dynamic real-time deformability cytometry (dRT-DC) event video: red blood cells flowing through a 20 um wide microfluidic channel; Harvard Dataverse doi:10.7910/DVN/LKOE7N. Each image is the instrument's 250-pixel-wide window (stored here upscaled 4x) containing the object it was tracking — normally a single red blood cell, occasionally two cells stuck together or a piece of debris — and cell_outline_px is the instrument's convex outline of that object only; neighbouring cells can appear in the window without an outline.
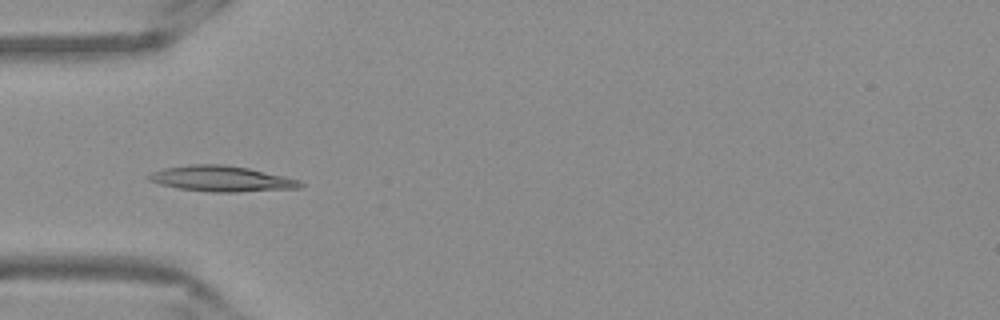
{"species": "Egyptian fruit bat (a non-hibernating species)", "species_latin": "Rousettus aegyptiacus", "temperature_condition": "warm", "stored_images_in_passage": 52, "camera_frame_rate_fps": 3000, "um_per_image_px": 0.085, "frame": {"image": 1, "passage_image": 16, "time_ms": 5.0, "image_size_px": [1000, 320], "cell_outline_px": [[304, 184], [300, 188], [236, 192], [212, 192], [176, 188], [160, 184], [148, 180], [144, 176], [152, 172], [164, 168], [188, 164], [224, 164], [248, 168], [284, 176], [300, 180]], "centroid_in_image_um": [18.79, 15.19], "position_along_channel_um": 66.2, "area_um2": 22.77}}
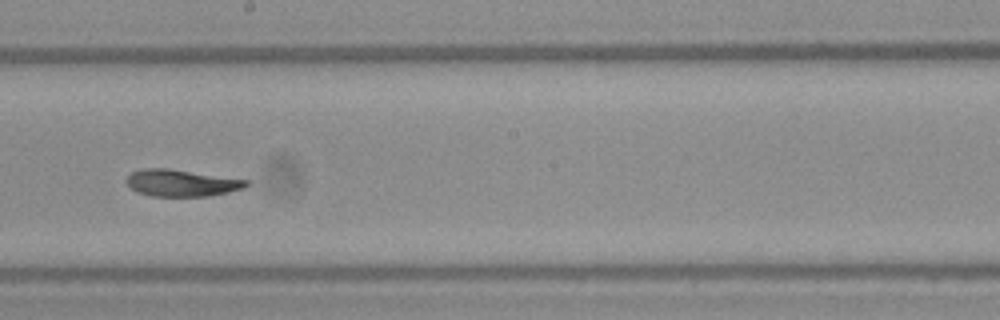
{"frame": {"image": 2, "passage_image": 29, "time_ms": 9.333, "image_size_px": [1000, 320], "cell_outline_px": [[248, 184], [244, 188], [228, 192], [208, 196], [152, 196], [136, 192], [124, 180], [132, 172], [144, 168], [168, 168], [248, 180]], "centroid_in_image_um": [15.4, 15.55], "position_along_channel_um": 232.8, "area_um2": 18.61}}
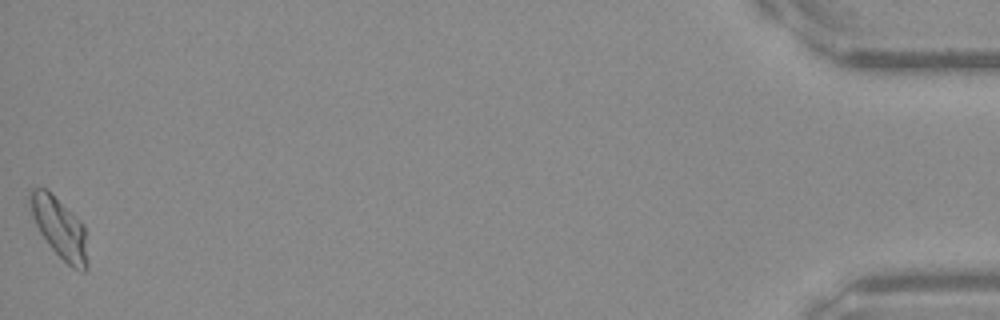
{"frame": {"image": 3, "passage_image": 52, "time_ms": 17.0, "image_size_px": [1000, 320], "cell_outline_px": [[88, 268], [84, 272], [80, 272], [72, 268], [48, 244], [40, 232], [32, 216], [28, 204], [28, 196], [32, 188], [48, 188], [84, 224], [88, 264]], "centroid_in_image_um": [5.06, 19.35], "position_along_channel_um": 430.1, "area_um2": 20.52}, "authors_computed_cell_mechanics": {"area_um2": 19.5364, "velocity_mm_per_s": 3.8399, "shape_relaxation_time_tau1_ms": 10.316, "shape_relaxation_time_tau2_ms": 4.9444, "deformation_change_tau1": 0.2523, "deformation_change_tau2": 0.0899}}